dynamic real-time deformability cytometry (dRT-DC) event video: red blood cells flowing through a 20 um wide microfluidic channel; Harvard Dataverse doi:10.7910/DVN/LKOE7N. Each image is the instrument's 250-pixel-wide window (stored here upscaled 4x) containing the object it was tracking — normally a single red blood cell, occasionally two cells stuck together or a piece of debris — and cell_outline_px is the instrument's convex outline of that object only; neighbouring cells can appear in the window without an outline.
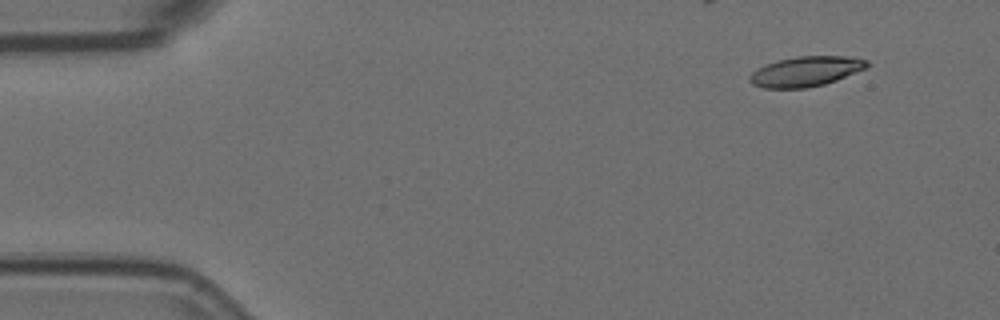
{"species": "Egyptian fruit bat (a non-hibernating species)", "species_latin": "Rousettus aegyptiacus", "temperature_condition": "room temperature", "stored_images_in_passage": 5, "camera_frame_rate_fps": 3000, "um_per_image_px": 0.085, "animal": {"sex": "female"}, "frame": {"image": 1, "passage_image": 2, "time_ms": 0.333, "image_size_px": [1000, 320], "cell_outline_px": [[868, 68], [836, 80], [824, 84], [804, 88], [764, 88], [752, 84], [748, 80], [748, 76], [756, 68], [764, 64], [776, 60], [796, 56], [848, 56], [868, 60]], "centroid_in_image_um": [68.46, 6.06], "position_along_channel_um": 16.5, "area_um2": 20.75}}
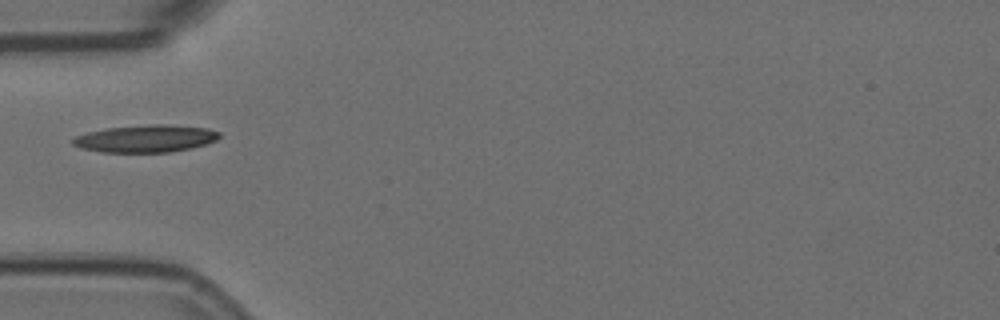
{"frame": {"image": 2, "passage_image": 5, "time_ms": 1.333, "image_size_px": [1000, 320], "cell_outline_px": [[220, 136], [216, 140], [208, 144], [192, 148], [172, 152], [104, 152], [80, 148], [72, 144], [72, 140], [76, 136], [88, 132], [108, 128], [148, 124], [168, 124], [208, 128], [220, 132]], "centroid_in_image_um": [12.43, 11.78], "position_along_channel_um": 72.6, "area_um2": 23.47}}